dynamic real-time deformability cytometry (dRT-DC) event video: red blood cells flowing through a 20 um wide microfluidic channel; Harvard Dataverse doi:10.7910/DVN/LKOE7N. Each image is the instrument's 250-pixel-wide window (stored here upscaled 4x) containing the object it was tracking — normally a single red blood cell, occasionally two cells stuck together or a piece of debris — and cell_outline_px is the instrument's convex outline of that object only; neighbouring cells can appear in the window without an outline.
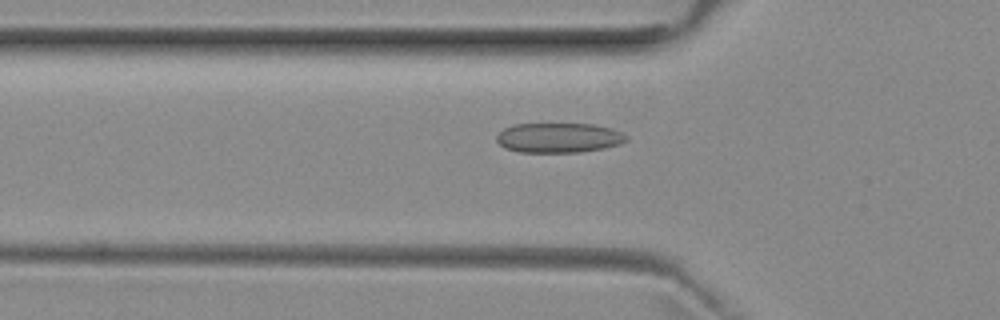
{"species": "common noctule bat (a hibernating species)", "species_latin": "Nyctalus noctula", "temperature_condition": "room temperature", "stored_images_in_passage": 31, "camera_frame_rate_fps": 3000, "um_per_image_px": 0.085, "animal": {"sex": "female", "body_mass_g": 29.2, "forearm_length_mm": 56.3}, "frame": {"image": 1, "passage_image": 3, "time_ms": 0.667, "image_size_px": [1000, 320], "cell_outline_px": [[628, 140], [620, 144], [604, 148], [580, 152], [520, 152], [504, 148], [496, 140], [496, 136], [504, 128], [516, 124], [596, 124], [612, 128], [628, 136]], "centroid_in_image_um": [47.51, 11.71], "position_along_channel_um": 78.3, "area_um2": 22.6}}
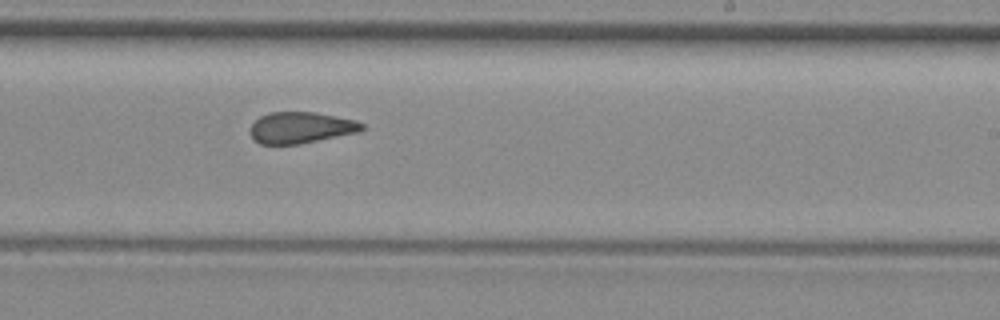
{"frame": {"image": 2, "passage_image": 17, "time_ms": 5.333, "image_size_px": [1000, 320], "cell_outline_px": [[364, 128], [356, 132], [300, 144], [260, 144], [252, 140], [248, 132], [252, 124], [260, 116], [272, 112], [316, 112], [356, 120], [364, 124]], "centroid_in_image_um": [25.52, 10.85], "position_along_channel_um": 263.5, "area_um2": 20.4}}
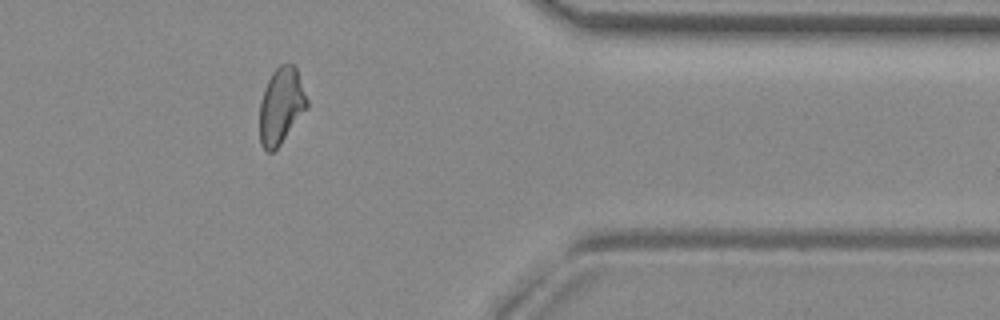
{"frame": {"image": 3, "passage_image": 28, "time_ms": 9.0, "image_size_px": [1000, 320], "cell_outline_px": [[308, 108], [280, 144], [272, 152], [268, 152], [260, 144], [260, 104], [264, 88], [272, 72], [280, 64], [292, 64], [296, 68], [308, 100]], "centroid_in_image_um": [23.9, 8.99], "position_along_channel_um": 387.5, "area_um2": 20.92}, "authors_computed_cell_mechanics": {"area_um2": 21.097, "velocity_mm_per_s": 3.9654, "shape_relaxation_time_tau1_ms": null, "shape_relaxation_time_tau2_ms": 2.2762, "deformation_change_tau1": null, "deformation_change_tau2": 0.0921}}